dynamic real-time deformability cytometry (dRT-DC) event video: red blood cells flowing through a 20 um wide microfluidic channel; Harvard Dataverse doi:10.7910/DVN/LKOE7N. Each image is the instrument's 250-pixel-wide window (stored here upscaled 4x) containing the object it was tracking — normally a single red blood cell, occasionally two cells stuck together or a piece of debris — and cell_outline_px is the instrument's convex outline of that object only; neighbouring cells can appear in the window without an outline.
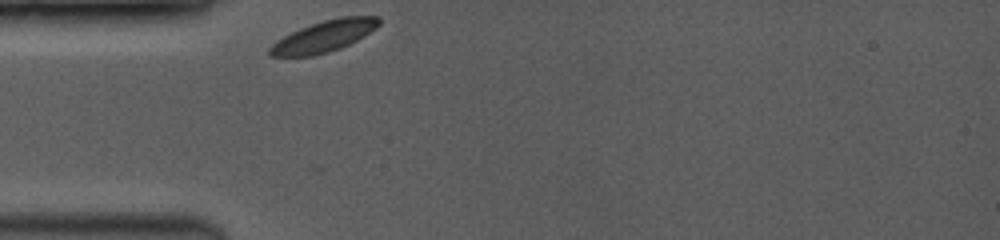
{"species": "common noctule bat (a hibernating species)", "species_latin": "Nyctalus noctula", "temperature_condition": "room temperature", "stored_images_in_passage": 33, "camera_frame_rate_fps": 3500, "um_per_image_px": 0.085, "animal": {"sex": "female", "body_mass_g": 19.0, "forearm_length_mm": 53.3}, "frame": {"image": 1, "passage_image": 1, "time_ms": 0.0, "image_size_px": [1000, 240], "cell_outline_px": [[380, 24], [376, 28], [364, 36], [340, 48], [328, 52], [312, 56], [268, 56], [268, 48], [276, 40], [300, 28], [324, 20], [340, 16], [380, 16]], "centroid_in_image_um": [27.53, 3.08], "position_along_channel_um": 57.5, "area_um2": 19.88}}
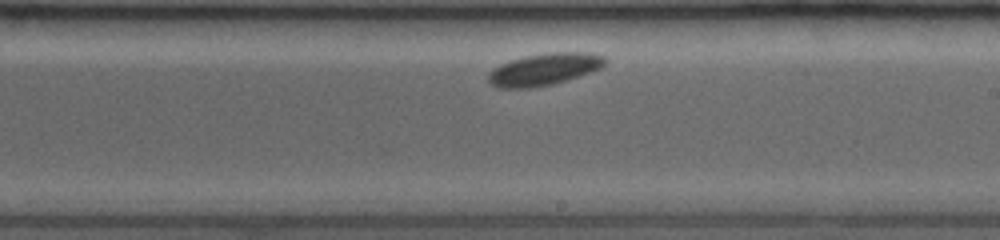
{"frame": {"image": 2, "passage_image": 19, "time_ms": 5.143, "image_size_px": [1000, 240], "cell_outline_px": [[608, 64], [600, 68], [568, 80], [552, 84], [528, 88], [500, 88], [492, 84], [488, 80], [488, 72], [500, 64], [524, 56], [548, 52], [584, 52], [604, 56], [608, 60]], "centroid_in_image_um": [46.28, 5.88], "position_along_channel_um": 242.7, "area_um2": 21.79}}
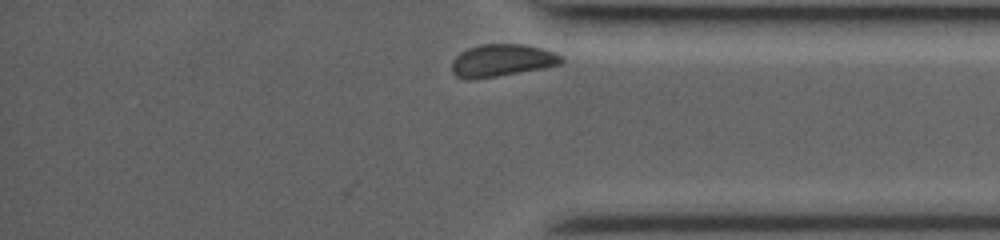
{"frame": {"image": 3, "passage_image": 33, "time_ms": 9.143, "image_size_px": [1000, 240], "cell_outline_px": [[564, 60], [560, 64], [544, 68], [496, 76], [456, 76], [452, 72], [452, 60], [460, 52], [468, 48], [480, 44], [520, 44], [540, 48], [556, 52], [564, 56]], "centroid_in_image_um": [42.73, 5.09], "position_along_channel_um": 392.5, "area_um2": 20.11}, "authors_computed_cell_mechanics": {"area_um2": 20.808, "velocity_mm_per_s": 3.7057, "shape_relaxation_time_tau1_ms": 0.2568, "shape_relaxation_time_tau2_ms": null, "deformation_change_tau1": 0.0305, "deformation_change_tau2": null}}